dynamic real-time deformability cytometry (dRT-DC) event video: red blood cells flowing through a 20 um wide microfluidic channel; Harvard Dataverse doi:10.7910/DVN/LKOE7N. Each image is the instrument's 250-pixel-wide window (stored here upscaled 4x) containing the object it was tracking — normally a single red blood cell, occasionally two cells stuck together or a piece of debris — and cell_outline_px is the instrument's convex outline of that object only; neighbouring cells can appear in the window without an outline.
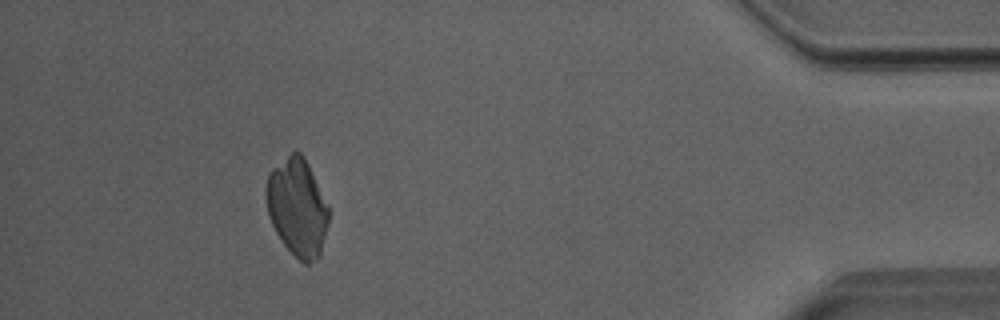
{"species": "Egyptian fruit bat (a non-hibernating species)", "species_latin": "Rousettus aegyptiacus", "temperature_condition": "room temperature", "stored_images_in_passage": 45, "camera_frame_rate_fps": 3000, "um_per_image_px": 0.085, "animal": {"sex": "male"}, "frame": {"image": 1, "passage_image": 41, "time_ms": 13.333, "image_size_px": [1000, 320], "cell_outline_px": [[328, 224], [320, 256], [308, 264], [304, 264], [280, 240], [268, 216], [264, 196], [264, 192], [268, 172], [272, 168], [292, 152], [300, 152], [304, 156], [328, 204]], "centroid_in_image_um": [25.25, 17.61], "position_along_channel_um": 410.0, "area_um2": 35.72}}